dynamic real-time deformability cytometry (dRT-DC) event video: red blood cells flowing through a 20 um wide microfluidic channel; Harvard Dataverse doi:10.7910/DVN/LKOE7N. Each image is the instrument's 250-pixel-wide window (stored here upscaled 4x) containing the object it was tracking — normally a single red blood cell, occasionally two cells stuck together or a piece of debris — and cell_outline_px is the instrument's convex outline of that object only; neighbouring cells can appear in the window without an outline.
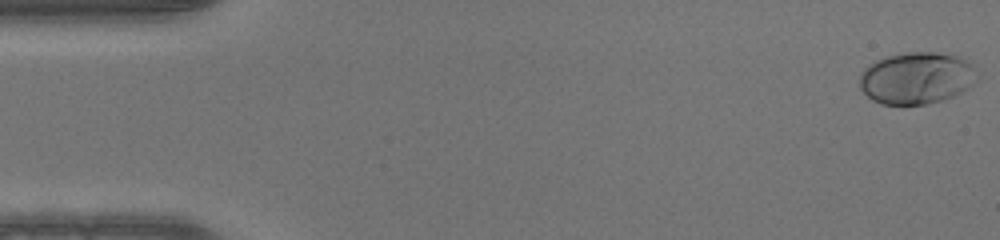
{"species": "human", "species_latin": "Homo sapiens", "temperature_condition": "warm", "stored_images_in_passage": 50, "camera_frame_rate_fps": 3000, "um_per_image_px": 0.085, "donor": {"sex": "male"}, "frame": {"image": 1, "passage_image": 1, "time_ms": 0.0, "image_size_px": [1000, 240], "cell_outline_px": [[980, 76], [968, 88], [952, 96], [928, 104], [880, 104], [872, 100], [860, 88], [860, 72], [868, 64], [876, 60], [888, 56], [908, 52], [936, 52], [956, 56], [964, 60]], "centroid_in_image_um": [77.87, 6.64], "position_along_channel_um": 7.1, "area_um2": 35.32}}
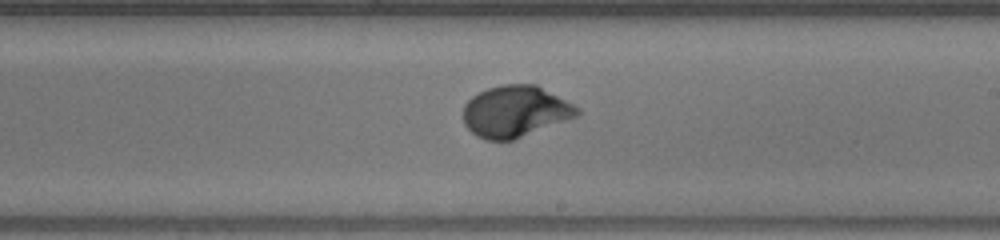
{"frame": {"image": 2, "passage_image": 29, "time_ms": 9.333, "image_size_px": [1000, 240], "cell_outline_px": [[580, 112], [576, 116], [512, 140], [488, 140], [476, 136], [464, 124], [464, 104], [472, 96], [488, 88], [500, 84], [536, 84], [580, 108]], "centroid_in_image_um": [43.77, 9.46], "position_along_channel_um": 245.2, "area_um2": 33.76}}
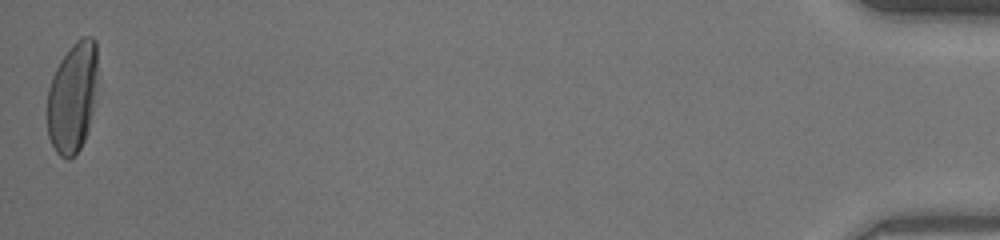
{"frame": {"image": 3, "passage_image": 50, "time_ms": 16.333, "image_size_px": [1000, 240], "cell_outline_px": [[96, 88], [88, 132], [80, 148], [68, 160], [60, 156], [56, 152], [48, 136], [48, 88], [52, 76], [60, 60], [68, 48], [76, 40], [84, 36], [92, 36], [96, 40]], "centroid_in_image_um": [6.15, 8.25], "position_along_channel_um": 429.0, "area_um2": 32.37}}